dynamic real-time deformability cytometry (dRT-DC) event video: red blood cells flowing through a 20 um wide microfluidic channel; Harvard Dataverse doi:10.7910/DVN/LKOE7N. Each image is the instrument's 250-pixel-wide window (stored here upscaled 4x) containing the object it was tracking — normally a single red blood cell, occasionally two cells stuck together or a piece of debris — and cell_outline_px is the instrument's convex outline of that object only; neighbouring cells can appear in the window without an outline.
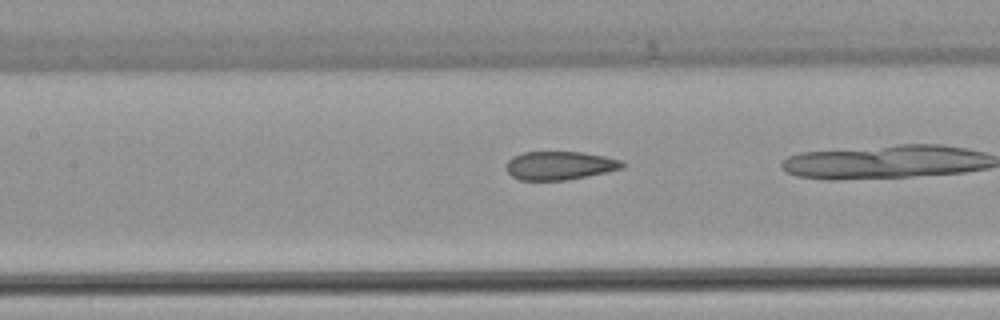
{"species": "common noctule bat (a hibernating species)", "species_latin": "Nyctalus noctula", "temperature_condition": "warm", "stored_images_in_passage": 26, "camera_frame_rate_fps": 3000, "um_per_image_px": 0.085, "animal": {"sex": "female", "body_mass_g": 22.7, "forearm_length_mm": 54.2}, "frame": {"image": 1, "passage_image": 17, "time_ms": 5.333, "image_size_px": [1000, 320], "cell_outline_px": [[624, 168], [608, 172], [568, 180], [520, 180], [512, 176], [508, 172], [504, 164], [512, 156], [524, 152], [584, 152], [604, 156], [620, 160], [624, 164]], "centroid_in_image_um": [47.56, 14.07], "position_along_channel_um": 159.8, "area_um2": 19.42}}